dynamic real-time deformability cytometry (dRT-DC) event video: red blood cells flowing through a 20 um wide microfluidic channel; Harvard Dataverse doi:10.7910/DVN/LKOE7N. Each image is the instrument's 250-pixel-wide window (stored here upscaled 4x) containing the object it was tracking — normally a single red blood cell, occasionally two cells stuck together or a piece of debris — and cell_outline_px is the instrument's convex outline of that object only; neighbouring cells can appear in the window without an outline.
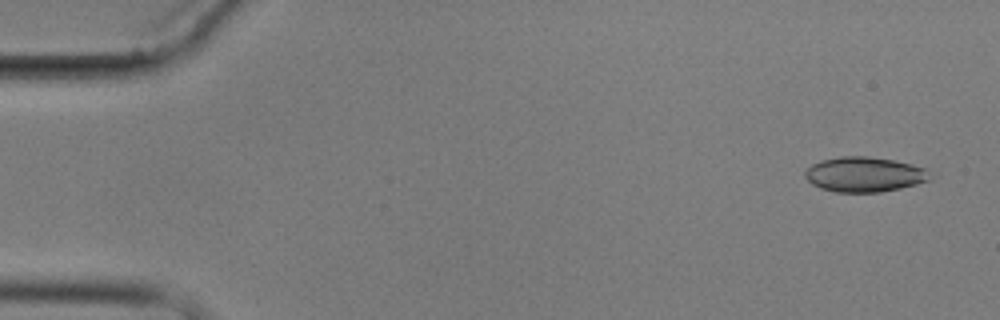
{"species": "common noctule bat (a hibernating species)", "species_latin": "Nyctalus noctula", "temperature_condition": "cold", "stored_images_in_passage": 14, "camera_frame_rate_fps": 3000, "um_per_image_px": 0.085, "animal": {"sex": "male", "body_mass_g": 17.9}, "frame": {"image": 1, "passage_image": 1, "time_ms": 0.0, "image_size_px": [1000, 320], "cell_outline_px": [[936, 176], [932, 180], [900, 188], [880, 192], [836, 192], [820, 188], [812, 184], [804, 176], [804, 172], [812, 164], [820, 160], [840, 156], [868, 156], [892, 160], [912, 164], [924, 168]], "centroid_in_image_um": [73.5, 14.82], "position_along_channel_um": 11.5, "area_um2": 25.72}}
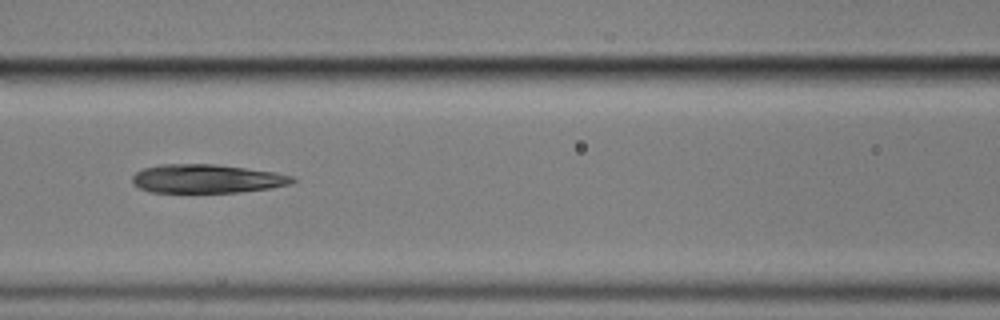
{"frame": {"image": 2, "passage_image": 6, "time_ms": 7.333, "image_size_px": [1000, 320], "cell_outline_px": [[296, 180], [292, 184], [272, 188], [240, 192], [148, 192], [132, 184], [132, 176], [136, 172], [144, 168], [160, 164], [216, 164], [276, 172], [292, 176]], "centroid_in_image_um": [17.58, 15.19], "position_along_channel_um": 149.0, "area_um2": 26.93}}
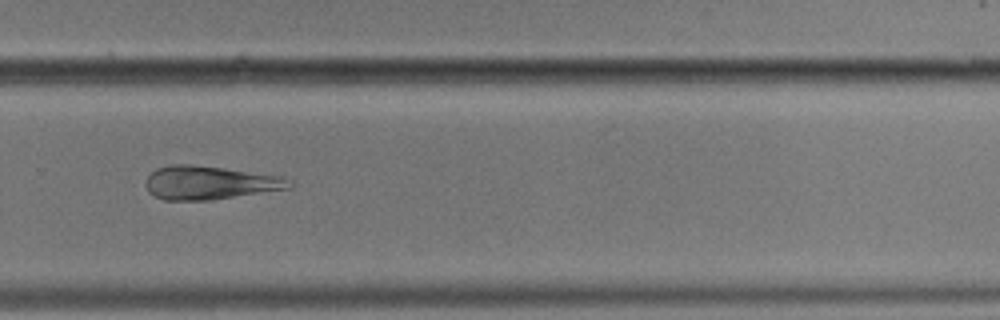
{"frame": {"image": 3, "passage_image": 10, "time_ms": 12.0, "image_size_px": [1000, 320], "cell_outline_px": [[296, 184], [292, 188], [208, 200], [164, 200], [148, 192], [144, 184], [144, 180], [156, 168], [172, 164], [192, 164], [224, 168], [284, 176], [292, 180]], "centroid_in_image_um": [17.85, 15.52], "position_along_channel_um": 312.0, "area_um2": 28.32}, "authors_computed_cell_mechanics": {"area_um2": 27.6862, "velocity_mm_per_s": 3.4996, "shape_relaxation_time_tau1_ms": 4.7001, "shape_relaxation_time_tau2_ms": 3.6161, "deformation_change_tau1": 0.1181, "deformation_change_tau2": 0.1213}}